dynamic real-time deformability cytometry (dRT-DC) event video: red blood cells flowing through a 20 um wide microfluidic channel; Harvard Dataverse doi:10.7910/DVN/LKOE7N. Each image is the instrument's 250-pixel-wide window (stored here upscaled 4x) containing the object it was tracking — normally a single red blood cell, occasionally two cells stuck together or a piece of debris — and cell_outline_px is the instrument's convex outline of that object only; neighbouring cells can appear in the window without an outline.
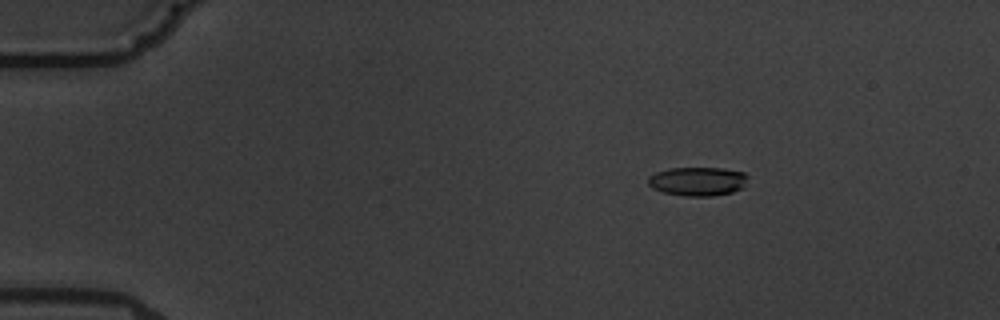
{"species": "common noctule bat (a hibernating species)", "species_latin": "Nyctalus noctula", "temperature_condition": "warm", "stored_images_in_passage": 3, "camera_frame_rate_fps": 3000, "um_per_image_px": 0.085, "animal": {"sex": "male", "body_mass_g": 19.5, "forearm_length_mm": 54.6}, "frame": {"image": 1, "passage_image": 1, "time_ms": 0.0, "image_size_px": [1000, 320], "cell_outline_px": [[748, 176], [744, 188], [732, 192], [712, 196], [684, 196], [664, 192], [652, 188], [648, 184], [648, 176], [656, 172], [668, 168], [724, 168], [744, 172]], "centroid_in_image_um": [59.32, 15.41], "position_along_channel_um": 25.7, "area_um2": 16.94}}
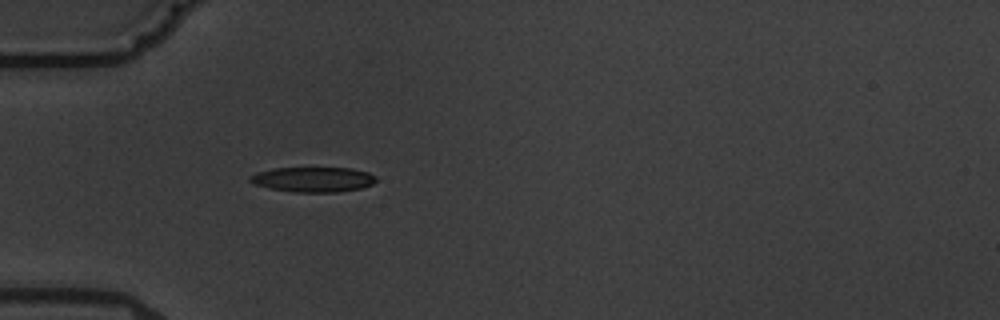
{"frame": {"image": 2, "passage_image": 3, "time_ms": 3.0, "image_size_px": [1000, 320], "cell_outline_px": [[376, 180], [372, 184], [360, 188], [336, 192], [292, 192], [268, 188], [252, 184], [248, 180], [248, 176], [256, 172], [272, 168], [352, 168], [368, 172], [376, 176]], "centroid_in_image_um": [26.55, 15.25], "position_along_channel_um": 58.4, "area_um2": 18.55}}